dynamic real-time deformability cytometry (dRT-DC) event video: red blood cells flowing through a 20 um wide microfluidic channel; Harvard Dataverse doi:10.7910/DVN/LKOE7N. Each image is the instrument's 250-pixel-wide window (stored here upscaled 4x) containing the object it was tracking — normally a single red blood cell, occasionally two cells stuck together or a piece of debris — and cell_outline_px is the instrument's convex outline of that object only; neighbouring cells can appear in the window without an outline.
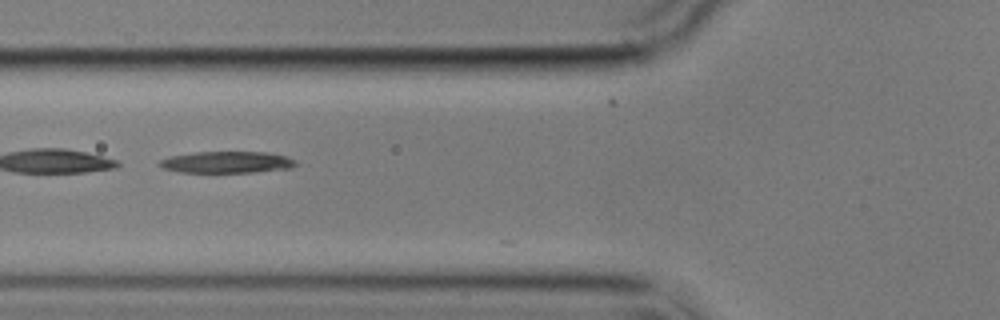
{"species": "common noctule bat (a hibernating species)", "species_latin": "Nyctalus noctula", "temperature_condition": "cold", "stored_images_in_passage": 6, "camera_frame_rate_fps": 3000, "um_per_image_px": 0.085, "animal": {"sex": "male", "body_mass_g": 17.9}, "frame": {"image": 1, "passage_image": 4, "time_ms": 3.333, "image_size_px": [1000, 320], "cell_outline_px": [[296, 164], [292, 168], [256, 172], [180, 172], [160, 168], [156, 164], [160, 160], [172, 156], [196, 152], [268, 152], [284, 156], [296, 160]], "centroid_in_image_um": [19.26, 13.79], "position_along_channel_um": 106.5, "area_um2": 17.17}}
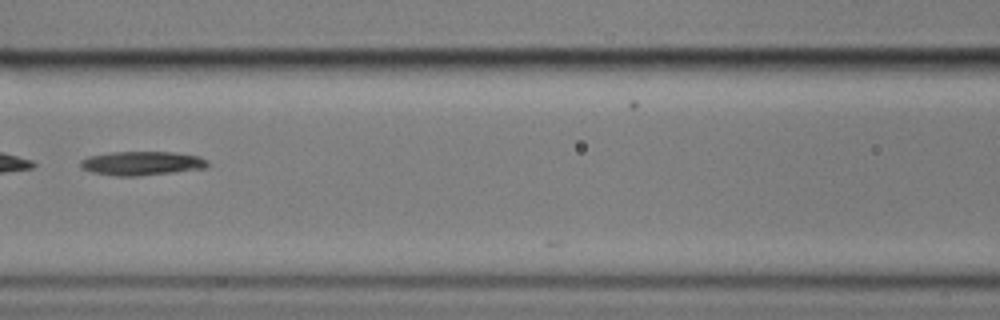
{"frame": {"image": 2, "passage_image": 5, "time_ms": 4.667, "image_size_px": [1000, 320], "cell_outline_px": [[212, 164], [208, 168], [140, 176], [116, 176], [92, 172], [80, 168], [80, 160], [88, 156], [112, 152], [172, 152], [200, 156], [208, 160]], "centroid_in_image_um": [12.1, 13.88], "position_along_channel_um": 154.5, "area_um2": 18.03}}